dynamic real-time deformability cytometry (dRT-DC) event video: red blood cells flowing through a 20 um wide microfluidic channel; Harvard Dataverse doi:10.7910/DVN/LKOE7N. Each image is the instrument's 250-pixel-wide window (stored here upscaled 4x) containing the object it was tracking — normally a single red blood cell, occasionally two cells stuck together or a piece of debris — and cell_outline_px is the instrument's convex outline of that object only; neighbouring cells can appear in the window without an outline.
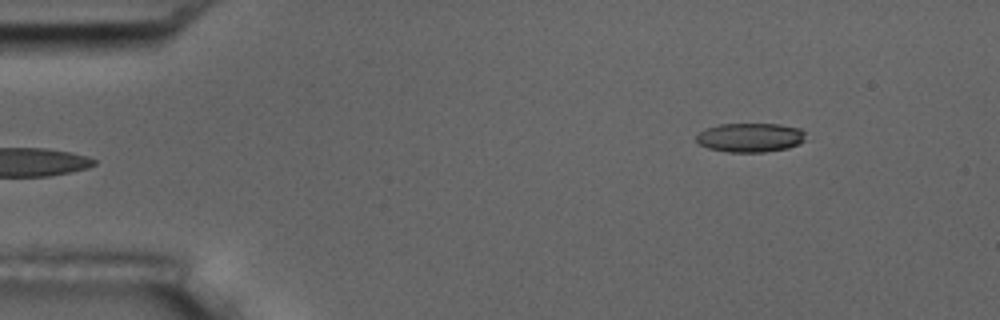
{"species": "common noctule bat (a hibernating species)", "species_latin": "Nyctalus noctula", "temperature_condition": "room temperature", "stored_images_in_passage": 6, "camera_frame_rate_fps": 3000, "um_per_image_px": 0.085, "animal": {"sex": "male", "body_mass_g": 17.5, "forearm_length_mm": 52.3}, "frame": {"image": 1, "passage_image": 6, "time_ms": 6.0, "image_size_px": [1000, 320], "cell_outline_px": [[804, 140], [800, 144], [788, 148], [764, 152], [728, 152], [708, 148], [700, 144], [696, 140], [696, 136], [704, 128], [720, 124], [780, 124], [800, 128], [804, 132]], "centroid_in_image_um": [63.77, 11.69], "position_along_channel_um": 21.2, "area_um2": 18.61}}